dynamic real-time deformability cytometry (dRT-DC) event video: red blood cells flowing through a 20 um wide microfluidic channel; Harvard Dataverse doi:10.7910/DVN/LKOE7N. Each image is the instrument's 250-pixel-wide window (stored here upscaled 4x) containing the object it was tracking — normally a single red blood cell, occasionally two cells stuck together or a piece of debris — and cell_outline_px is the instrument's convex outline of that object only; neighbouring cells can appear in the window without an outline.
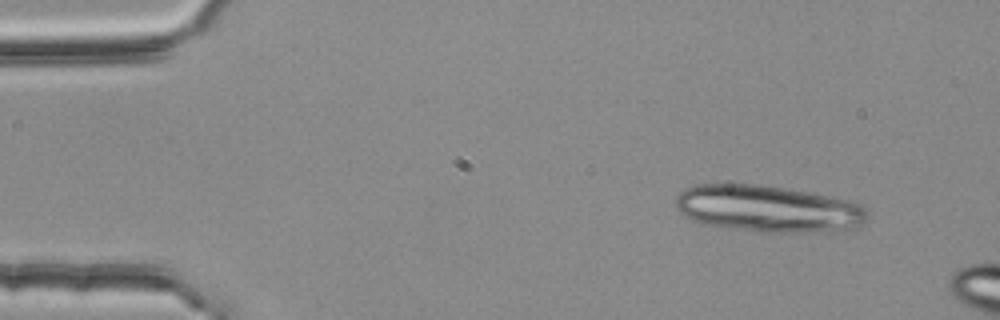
{"species": "common noctule bat (a hibernating species)", "species_latin": "Nyctalus noctula", "temperature_condition": "room temperature", "stored_images_in_passage": 3, "camera_frame_rate_fps": 3000, "um_per_image_px": 0.085, "animal": {"sex": "female", "body_mass_g": 25.1}, "frame": {"image": 1, "passage_image": 1, "time_ms": 0.0, "image_size_px": [1000, 320], "cell_outline_px": [[868, 220], [856, 228], [820, 232], [764, 232], [708, 224], [692, 220], [684, 216], [676, 208], [676, 196], [680, 192], [696, 184], [764, 184], [808, 192], [848, 200], [864, 208], [868, 212]], "centroid_in_image_um": [65.3, 17.73], "position_along_channel_um": 19.7, "area_um2": 52.08}}